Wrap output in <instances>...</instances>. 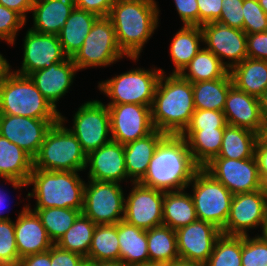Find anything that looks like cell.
<instances>
[{"label":"cell","instance_id":"obj_23","mask_svg":"<svg viewBox=\"0 0 267 266\" xmlns=\"http://www.w3.org/2000/svg\"><path fill=\"white\" fill-rule=\"evenodd\" d=\"M79 71L72 58L53 63L49 68L29 75L41 94L57 109V102L70 90L76 72Z\"/></svg>","mask_w":267,"mask_h":266},{"label":"cell","instance_id":"obj_27","mask_svg":"<svg viewBox=\"0 0 267 266\" xmlns=\"http://www.w3.org/2000/svg\"><path fill=\"white\" fill-rule=\"evenodd\" d=\"M117 235L120 247L119 260L125 266L149 262L147 230L122 220L117 223Z\"/></svg>","mask_w":267,"mask_h":266},{"label":"cell","instance_id":"obj_22","mask_svg":"<svg viewBox=\"0 0 267 266\" xmlns=\"http://www.w3.org/2000/svg\"><path fill=\"white\" fill-rule=\"evenodd\" d=\"M26 204L14 222L15 240L20 258L48 251L54 243L47 235L40 217Z\"/></svg>","mask_w":267,"mask_h":266},{"label":"cell","instance_id":"obj_5","mask_svg":"<svg viewBox=\"0 0 267 266\" xmlns=\"http://www.w3.org/2000/svg\"><path fill=\"white\" fill-rule=\"evenodd\" d=\"M65 119L54 123L45 135L39 152L33 158V169L49 171L86 170V157L76 136L65 127Z\"/></svg>","mask_w":267,"mask_h":266},{"label":"cell","instance_id":"obj_46","mask_svg":"<svg viewBox=\"0 0 267 266\" xmlns=\"http://www.w3.org/2000/svg\"><path fill=\"white\" fill-rule=\"evenodd\" d=\"M222 2L221 15L216 22L243 30L244 0H222Z\"/></svg>","mask_w":267,"mask_h":266},{"label":"cell","instance_id":"obj_53","mask_svg":"<svg viewBox=\"0 0 267 266\" xmlns=\"http://www.w3.org/2000/svg\"><path fill=\"white\" fill-rule=\"evenodd\" d=\"M19 266H51V248L46 252L21 258Z\"/></svg>","mask_w":267,"mask_h":266},{"label":"cell","instance_id":"obj_10","mask_svg":"<svg viewBox=\"0 0 267 266\" xmlns=\"http://www.w3.org/2000/svg\"><path fill=\"white\" fill-rule=\"evenodd\" d=\"M117 182L89 180L82 213L96 225L117 224L124 218L125 196Z\"/></svg>","mask_w":267,"mask_h":266},{"label":"cell","instance_id":"obj_17","mask_svg":"<svg viewBox=\"0 0 267 266\" xmlns=\"http://www.w3.org/2000/svg\"><path fill=\"white\" fill-rule=\"evenodd\" d=\"M59 120L0 114V135L34 158L39 152L46 133Z\"/></svg>","mask_w":267,"mask_h":266},{"label":"cell","instance_id":"obj_34","mask_svg":"<svg viewBox=\"0 0 267 266\" xmlns=\"http://www.w3.org/2000/svg\"><path fill=\"white\" fill-rule=\"evenodd\" d=\"M230 71L211 51L202 47L179 75L191 83L226 77Z\"/></svg>","mask_w":267,"mask_h":266},{"label":"cell","instance_id":"obj_49","mask_svg":"<svg viewBox=\"0 0 267 266\" xmlns=\"http://www.w3.org/2000/svg\"><path fill=\"white\" fill-rule=\"evenodd\" d=\"M86 258L80 254L63 250L56 244L51 247V266H82Z\"/></svg>","mask_w":267,"mask_h":266},{"label":"cell","instance_id":"obj_16","mask_svg":"<svg viewBox=\"0 0 267 266\" xmlns=\"http://www.w3.org/2000/svg\"><path fill=\"white\" fill-rule=\"evenodd\" d=\"M201 27L206 49L215 54L230 71L247 58V34L238 28L218 22L203 24ZM228 59V62H224Z\"/></svg>","mask_w":267,"mask_h":266},{"label":"cell","instance_id":"obj_31","mask_svg":"<svg viewBox=\"0 0 267 266\" xmlns=\"http://www.w3.org/2000/svg\"><path fill=\"white\" fill-rule=\"evenodd\" d=\"M196 220L198 217L190 193H186L185 189L164 192L163 225L177 230Z\"/></svg>","mask_w":267,"mask_h":266},{"label":"cell","instance_id":"obj_43","mask_svg":"<svg viewBox=\"0 0 267 266\" xmlns=\"http://www.w3.org/2000/svg\"><path fill=\"white\" fill-rule=\"evenodd\" d=\"M243 15V31L246 34L267 31V14L258 0H244Z\"/></svg>","mask_w":267,"mask_h":266},{"label":"cell","instance_id":"obj_20","mask_svg":"<svg viewBox=\"0 0 267 266\" xmlns=\"http://www.w3.org/2000/svg\"><path fill=\"white\" fill-rule=\"evenodd\" d=\"M89 166L88 179L121 183L128 180L124 145L111 140L86 157V169Z\"/></svg>","mask_w":267,"mask_h":266},{"label":"cell","instance_id":"obj_18","mask_svg":"<svg viewBox=\"0 0 267 266\" xmlns=\"http://www.w3.org/2000/svg\"><path fill=\"white\" fill-rule=\"evenodd\" d=\"M23 41L22 67L13 71L19 75L29 76L37 70L49 68L53 63L63 62L68 58L62 50L57 35L28 29Z\"/></svg>","mask_w":267,"mask_h":266},{"label":"cell","instance_id":"obj_8","mask_svg":"<svg viewBox=\"0 0 267 266\" xmlns=\"http://www.w3.org/2000/svg\"><path fill=\"white\" fill-rule=\"evenodd\" d=\"M190 185L193 191L190 195L198 220L209 222L222 231L227 222L234 195L203 168L194 174Z\"/></svg>","mask_w":267,"mask_h":266},{"label":"cell","instance_id":"obj_42","mask_svg":"<svg viewBox=\"0 0 267 266\" xmlns=\"http://www.w3.org/2000/svg\"><path fill=\"white\" fill-rule=\"evenodd\" d=\"M13 220L0 221V266H19Z\"/></svg>","mask_w":267,"mask_h":266},{"label":"cell","instance_id":"obj_44","mask_svg":"<svg viewBox=\"0 0 267 266\" xmlns=\"http://www.w3.org/2000/svg\"><path fill=\"white\" fill-rule=\"evenodd\" d=\"M26 20L16 11L0 4V40L14 45L18 31L26 24Z\"/></svg>","mask_w":267,"mask_h":266},{"label":"cell","instance_id":"obj_12","mask_svg":"<svg viewBox=\"0 0 267 266\" xmlns=\"http://www.w3.org/2000/svg\"><path fill=\"white\" fill-rule=\"evenodd\" d=\"M203 169L233 195L260 189V174L254 156L239 160L213 158Z\"/></svg>","mask_w":267,"mask_h":266},{"label":"cell","instance_id":"obj_3","mask_svg":"<svg viewBox=\"0 0 267 266\" xmlns=\"http://www.w3.org/2000/svg\"><path fill=\"white\" fill-rule=\"evenodd\" d=\"M165 76L162 72L155 90L152 122L165 134L181 135L195 112L192 83L179 74Z\"/></svg>","mask_w":267,"mask_h":266},{"label":"cell","instance_id":"obj_56","mask_svg":"<svg viewBox=\"0 0 267 266\" xmlns=\"http://www.w3.org/2000/svg\"><path fill=\"white\" fill-rule=\"evenodd\" d=\"M12 71L8 60L0 53V84L5 80L6 76Z\"/></svg>","mask_w":267,"mask_h":266},{"label":"cell","instance_id":"obj_36","mask_svg":"<svg viewBox=\"0 0 267 266\" xmlns=\"http://www.w3.org/2000/svg\"><path fill=\"white\" fill-rule=\"evenodd\" d=\"M149 262L170 263L179 259L176 232L161 225L147 230Z\"/></svg>","mask_w":267,"mask_h":266},{"label":"cell","instance_id":"obj_6","mask_svg":"<svg viewBox=\"0 0 267 266\" xmlns=\"http://www.w3.org/2000/svg\"><path fill=\"white\" fill-rule=\"evenodd\" d=\"M0 114L60 119V112L41 94L29 76L13 70L0 84Z\"/></svg>","mask_w":267,"mask_h":266},{"label":"cell","instance_id":"obj_51","mask_svg":"<svg viewBox=\"0 0 267 266\" xmlns=\"http://www.w3.org/2000/svg\"><path fill=\"white\" fill-rule=\"evenodd\" d=\"M117 0H74L75 7L93 13L98 17H108Z\"/></svg>","mask_w":267,"mask_h":266},{"label":"cell","instance_id":"obj_9","mask_svg":"<svg viewBox=\"0 0 267 266\" xmlns=\"http://www.w3.org/2000/svg\"><path fill=\"white\" fill-rule=\"evenodd\" d=\"M125 56L129 58L118 45L111 20L99 17L72 61L78 70H82L88 67H107Z\"/></svg>","mask_w":267,"mask_h":266},{"label":"cell","instance_id":"obj_11","mask_svg":"<svg viewBox=\"0 0 267 266\" xmlns=\"http://www.w3.org/2000/svg\"><path fill=\"white\" fill-rule=\"evenodd\" d=\"M73 127L68 128L88 155L110 142V115L108 106L99 100L83 103L73 116Z\"/></svg>","mask_w":267,"mask_h":266},{"label":"cell","instance_id":"obj_59","mask_svg":"<svg viewBox=\"0 0 267 266\" xmlns=\"http://www.w3.org/2000/svg\"><path fill=\"white\" fill-rule=\"evenodd\" d=\"M90 266H125L120 260L117 261H90Z\"/></svg>","mask_w":267,"mask_h":266},{"label":"cell","instance_id":"obj_48","mask_svg":"<svg viewBox=\"0 0 267 266\" xmlns=\"http://www.w3.org/2000/svg\"><path fill=\"white\" fill-rule=\"evenodd\" d=\"M247 56L267 60V31L247 34Z\"/></svg>","mask_w":267,"mask_h":266},{"label":"cell","instance_id":"obj_2","mask_svg":"<svg viewBox=\"0 0 267 266\" xmlns=\"http://www.w3.org/2000/svg\"><path fill=\"white\" fill-rule=\"evenodd\" d=\"M159 13L155 0H117L112 6L108 18L118 45L134 62L157 29Z\"/></svg>","mask_w":267,"mask_h":266},{"label":"cell","instance_id":"obj_21","mask_svg":"<svg viewBox=\"0 0 267 266\" xmlns=\"http://www.w3.org/2000/svg\"><path fill=\"white\" fill-rule=\"evenodd\" d=\"M223 113L228 125L248 129L259 136L265 135L258 97L243 92L235 85L229 88Z\"/></svg>","mask_w":267,"mask_h":266},{"label":"cell","instance_id":"obj_63","mask_svg":"<svg viewBox=\"0 0 267 266\" xmlns=\"http://www.w3.org/2000/svg\"><path fill=\"white\" fill-rule=\"evenodd\" d=\"M264 237L267 238V210H266V222H265V227H264V230L262 232V234Z\"/></svg>","mask_w":267,"mask_h":266},{"label":"cell","instance_id":"obj_61","mask_svg":"<svg viewBox=\"0 0 267 266\" xmlns=\"http://www.w3.org/2000/svg\"><path fill=\"white\" fill-rule=\"evenodd\" d=\"M133 266H164V264L158 263V262H146L143 264H137V265H133Z\"/></svg>","mask_w":267,"mask_h":266},{"label":"cell","instance_id":"obj_35","mask_svg":"<svg viewBox=\"0 0 267 266\" xmlns=\"http://www.w3.org/2000/svg\"><path fill=\"white\" fill-rule=\"evenodd\" d=\"M258 137L259 135L253 131L227 124L224 128L221 150L215 158H252Z\"/></svg>","mask_w":267,"mask_h":266},{"label":"cell","instance_id":"obj_54","mask_svg":"<svg viewBox=\"0 0 267 266\" xmlns=\"http://www.w3.org/2000/svg\"><path fill=\"white\" fill-rule=\"evenodd\" d=\"M34 0H0V4L19 13L26 21V13L32 11Z\"/></svg>","mask_w":267,"mask_h":266},{"label":"cell","instance_id":"obj_50","mask_svg":"<svg viewBox=\"0 0 267 266\" xmlns=\"http://www.w3.org/2000/svg\"><path fill=\"white\" fill-rule=\"evenodd\" d=\"M199 7V26L216 22L221 15L222 0H197Z\"/></svg>","mask_w":267,"mask_h":266},{"label":"cell","instance_id":"obj_13","mask_svg":"<svg viewBox=\"0 0 267 266\" xmlns=\"http://www.w3.org/2000/svg\"><path fill=\"white\" fill-rule=\"evenodd\" d=\"M111 139L122 145L145 137L155 130L151 107L138 104H107Z\"/></svg>","mask_w":267,"mask_h":266},{"label":"cell","instance_id":"obj_39","mask_svg":"<svg viewBox=\"0 0 267 266\" xmlns=\"http://www.w3.org/2000/svg\"><path fill=\"white\" fill-rule=\"evenodd\" d=\"M40 217L50 240L56 244L58 240L74 224L82 210L71 208H30Z\"/></svg>","mask_w":267,"mask_h":266},{"label":"cell","instance_id":"obj_55","mask_svg":"<svg viewBox=\"0 0 267 266\" xmlns=\"http://www.w3.org/2000/svg\"><path fill=\"white\" fill-rule=\"evenodd\" d=\"M258 100L261 117L265 128H267V90L258 98Z\"/></svg>","mask_w":267,"mask_h":266},{"label":"cell","instance_id":"obj_41","mask_svg":"<svg viewBox=\"0 0 267 266\" xmlns=\"http://www.w3.org/2000/svg\"><path fill=\"white\" fill-rule=\"evenodd\" d=\"M250 237L242 236V266H267V238L258 233Z\"/></svg>","mask_w":267,"mask_h":266},{"label":"cell","instance_id":"obj_32","mask_svg":"<svg viewBox=\"0 0 267 266\" xmlns=\"http://www.w3.org/2000/svg\"><path fill=\"white\" fill-rule=\"evenodd\" d=\"M203 42L200 26L183 25L174 35L170 45V56L174 70L171 74H179L183 68L196 56Z\"/></svg>","mask_w":267,"mask_h":266},{"label":"cell","instance_id":"obj_47","mask_svg":"<svg viewBox=\"0 0 267 266\" xmlns=\"http://www.w3.org/2000/svg\"><path fill=\"white\" fill-rule=\"evenodd\" d=\"M174 4L183 25L199 26V7L197 0H174Z\"/></svg>","mask_w":267,"mask_h":266},{"label":"cell","instance_id":"obj_52","mask_svg":"<svg viewBox=\"0 0 267 266\" xmlns=\"http://www.w3.org/2000/svg\"><path fill=\"white\" fill-rule=\"evenodd\" d=\"M254 157L257 162L260 177L267 173V137L260 135L256 141Z\"/></svg>","mask_w":267,"mask_h":266},{"label":"cell","instance_id":"obj_29","mask_svg":"<svg viewBox=\"0 0 267 266\" xmlns=\"http://www.w3.org/2000/svg\"><path fill=\"white\" fill-rule=\"evenodd\" d=\"M224 128L185 129L181 134L187 141L194 162L203 168L221 150Z\"/></svg>","mask_w":267,"mask_h":266},{"label":"cell","instance_id":"obj_57","mask_svg":"<svg viewBox=\"0 0 267 266\" xmlns=\"http://www.w3.org/2000/svg\"><path fill=\"white\" fill-rule=\"evenodd\" d=\"M164 266H206V264L202 262L189 261L179 258L177 260H173L170 263H165Z\"/></svg>","mask_w":267,"mask_h":266},{"label":"cell","instance_id":"obj_60","mask_svg":"<svg viewBox=\"0 0 267 266\" xmlns=\"http://www.w3.org/2000/svg\"><path fill=\"white\" fill-rule=\"evenodd\" d=\"M260 190L265 194L267 197V173H264L260 177Z\"/></svg>","mask_w":267,"mask_h":266},{"label":"cell","instance_id":"obj_64","mask_svg":"<svg viewBox=\"0 0 267 266\" xmlns=\"http://www.w3.org/2000/svg\"><path fill=\"white\" fill-rule=\"evenodd\" d=\"M82 266H90V261H86Z\"/></svg>","mask_w":267,"mask_h":266},{"label":"cell","instance_id":"obj_25","mask_svg":"<svg viewBox=\"0 0 267 266\" xmlns=\"http://www.w3.org/2000/svg\"><path fill=\"white\" fill-rule=\"evenodd\" d=\"M75 8L74 0H34L33 31L58 35Z\"/></svg>","mask_w":267,"mask_h":266},{"label":"cell","instance_id":"obj_40","mask_svg":"<svg viewBox=\"0 0 267 266\" xmlns=\"http://www.w3.org/2000/svg\"><path fill=\"white\" fill-rule=\"evenodd\" d=\"M242 236L221 234L206 266H242Z\"/></svg>","mask_w":267,"mask_h":266},{"label":"cell","instance_id":"obj_7","mask_svg":"<svg viewBox=\"0 0 267 266\" xmlns=\"http://www.w3.org/2000/svg\"><path fill=\"white\" fill-rule=\"evenodd\" d=\"M163 69H131L113 78L98 82V89L110 102L107 104H138L152 106L159 78Z\"/></svg>","mask_w":267,"mask_h":266},{"label":"cell","instance_id":"obj_33","mask_svg":"<svg viewBox=\"0 0 267 266\" xmlns=\"http://www.w3.org/2000/svg\"><path fill=\"white\" fill-rule=\"evenodd\" d=\"M232 85L230 73L219 79L192 83L195 109L223 111Z\"/></svg>","mask_w":267,"mask_h":266},{"label":"cell","instance_id":"obj_24","mask_svg":"<svg viewBox=\"0 0 267 266\" xmlns=\"http://www.w3.org/2000/svg\"><path fill=\"white\" fill-rule=\"evenodd\" d=\"M33 170V158L7 138L0 135V177L16 190L27 187Z\"/></svg>","mask_w":267,"mask_h":266},{"label":"cell","instance_id":"obj_14","mask_svg":"<svg viewBox=\"0 0 267 266\" xmlns=\"http://www.w3.org/2000/svg\"><path fill=\"white\" fill-rule=\"evenodd\" d=\"M267 197L259 189L250 193H238L232 198L230 213L222 234L245 236L251 229L265 227Z\"/></svg>","mask_w":267,"mask_h":266},{"label":"cell","instance_id":"obj_28","mask_svg":"<svg viewBox=\"0 0 267 266\" xmlns=\"http://www.w3.org/2000/svg\"><path fill=\"white\" fill-rule=\"evenodd\" d=\"M99 17L93 13L74 8L65 25L58 33L62 50L68 58H72L81 48L93 24Z\"/></svg>","mask_w":267,"mask_h":266},{"label":"cell","instance_id":"obj_1","mask_svg":"<svg viewBox=\"0 0 267 266\" xmlns=\"http://www.w3.org/2000/svg\"><path fill=\"white\" fill-rule=\"evenodd\" d=\"M199 169L186 139L182 135L167 134L159 142L144 177L138 183L162 192L184 190Z\"/></svg>","mask_w":267,"mask_h":266},{"label":"cell","instance_id":"obj_26","mask_svg":"<svg viewBox=\"0 0 267 266\" xmlns=\"http://www.w3.org/2000/svg\"><path fill=\"white\" fill-rule=\"evenodd\" d=\"M166 135L155 129L147 136L124 145L126 171L131 183H138L144 177L159 142Z\"/></svg>","mask_w":267,"mask_h":266},{"label":"cell","instance_id":"obj_15","mask_svg":"<svg viewBox=\"0 0 267 266\" xmlns=\"http://www.w3.org/2000/svg\"><path fill=\"white\" fill-rule=\"evenodd\" d=\"M133 187L125 197L123 220L143 230L163 225L164 192L132 183Z\"/></svg>","mask_w":267,"mask_h":266},{"label":"cell","instance_id":"obj_4","mask_svg":"<svg viewBox=\"0 0 267 266\" xmlns=\"http://www.w3.org/2000/svg\"><path fill=\"white\" fill-rule=\"evenodd\" d=\"M78 172L33 169L27 185H33L27 198H35L34 208L83 210L85 181Z\"/></svg>","mask_w":267,"mask_h":266},{"label":"cell","instance_id":"obj_19","mask_svg":"<svg viewBox=\"0 0 267 266\" xmlns=\"http://www.w3.org/2000/svg\"><path fill=\"white\" fill-rule=\"evenodd\" d=\"M176 232L179 258L206 263L222 231L215 225L196 220Z\"/></svg>","mask_w":267,"mask_h":266},{"label":"cell","instance_id":"obj_62","mask_svg":"<svg viewBox=\"0 0 267 266\" xmlns=\"http://www.w3.org/2000/svg\"><path fill=\"white\" fill-rule=\"evenodd\" d=\"M258 2L264 12L267 14V0H258Z\"/></svg>","mask_w":267,"mask_h":266},{"label":"cell","instance_id":"obj_37","mask_svg":"<svg viewBox=\"0 0 267 266\" xmlns=\"http://www.w3.org/2000/svg\"><path fill=\"white\" fill-rule=\"evenodd\" d=\"M119 254L117 224L97 225L86 261H117Z\"/></svg>","mask_w":267,"mask_h":266},{"label":"cell","instance_id":"obj_38","mask_svg":"<svg viewBox=\"0 0 267 266\" xmlns=\"http://www.w3.org/2000/svg\"><path fill=\"white\" fill-rule=\"evenodd\" d=\"M96 226L90 218L81 213L56 245L87 258Z\"/></svg>","mask_w":267,"mask_h":266},{"label":"cell","instance_id":"obj_45","mask_svg":"<svg viewBox=\"0 0 267 266\" xmlns=\"http://www.w3.org/2000/svg\"><path fill=\"white\" fill-rule=\"evenodd\" d=\"M227 125L223 111L195 109L186 129H215Z\"/></svg>","mask_w":267,"mask_h":266},{"label":"cell","instance_id":"obj_30","mask_svg":"<svg viewBox=\"0 0 267 266\" xmlns=\"http://www.w3.org/2000/svg\"><path fill=\"white\" fill-rule=\"evenodd\" d=\"M233 85L260 97L267 90V60L245 58L230 70Z\"/></svg>","mask_w":267,"mask_h":266},{"label":"cell","instance_id":"obj_58","mask_svg":"<svg viewBox=\"0 0 267 266\" xmlns=\"http://www.w3.org/2000/svg\"><path fill=\"white\" fill-rule=\"evenodd\" d=\"M3 191V192H2ZM5 191L4 190H2L1 188H0V221H6V220H11L10 219V217L8 216V215H1L2 213H3V211L4 210H6V208H4V204H7L6 203V199H7V197H6V194L7 193H4ZM9 204V203H8ZM4 209V210H3ZM8 209V208H7ZM6 212V211H5Z\"/></svg>","mask_w":267,"mask_h":266}]
</instances>
